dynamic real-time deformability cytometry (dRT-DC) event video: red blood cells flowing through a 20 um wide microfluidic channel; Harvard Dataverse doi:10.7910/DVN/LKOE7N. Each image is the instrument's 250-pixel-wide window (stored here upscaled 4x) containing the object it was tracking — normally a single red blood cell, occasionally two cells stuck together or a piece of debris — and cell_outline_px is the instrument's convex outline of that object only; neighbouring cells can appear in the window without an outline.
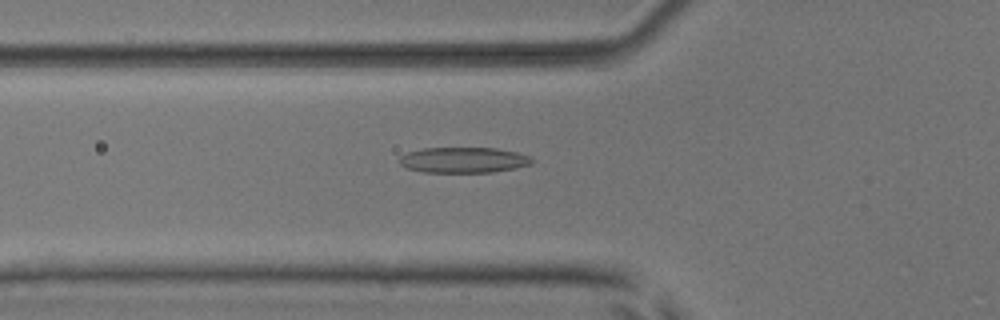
{"species": "common noctule bat (a hibernating species)", "species_latin": "Nyctalus noctula", "temperature_condition": "room temperature", "stored_images_in_passage": 24, "camera_frame_rate_fps": 3000, "um_per_image_px": 0.085, "animal": {"sex": "male", "body_mass_g": 17.9, "forearm_length_mm": 54.2}, "frame": {"image": 1, "passage_image": 8, "time_ms": 2.333, "image_size_px": [1000, 320], "cell_outline_px": [[532, 164], [516, 168], [492, 172], [424, 172], [408, 168], [400, 164], [400, 156], [408, 152], [424, 148], [496, 148], [516, 152], [528, 156], [532, 160]], "centroid_in_image_um": [39.4, 13.6], "position_along_channel_um": 86.4, "area_um2": 19.59}}
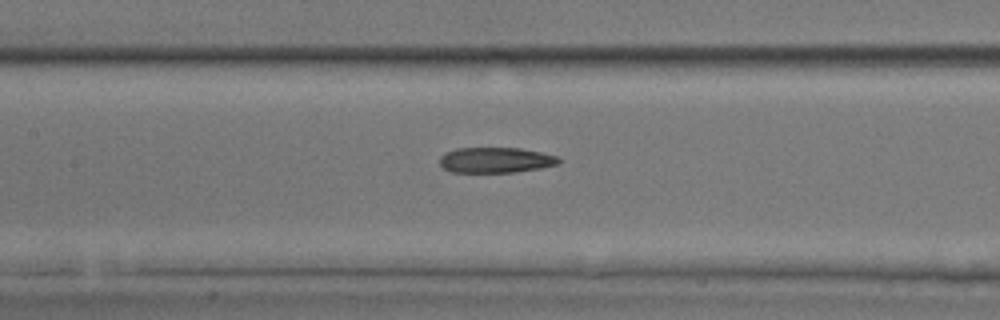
{"frame": {"image": 2, "passage_image": 14, "time_ms": 4.333, "image_size_px": [1000, 320], "cell_outline_px": [[564, 160], [560, 164], [540, 168], [516, 172], [452, 172], [444, 168], [440, 164], [440, 156], [444, 152], [456, 148], [520, 148], [560, 156]], "centroid_in_image_um": [42.18, 13.6], "position_along_channel_um": 165.2, "area_um2": 17.92}}
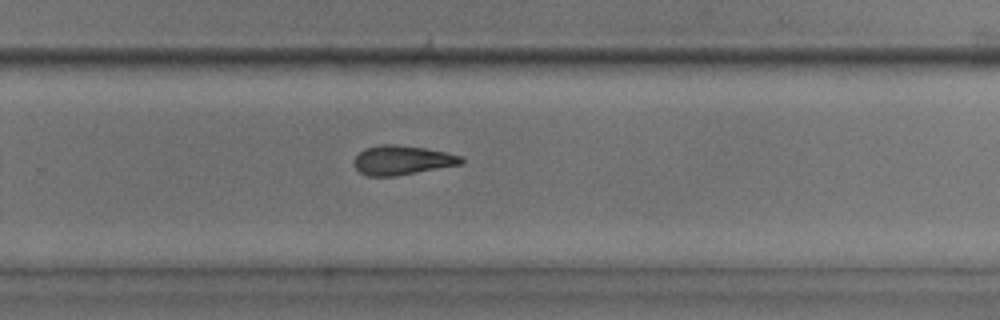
{"frame": {"image": 3, "passage_image": 24, "time_ms": 7.667, "image_size_px": [1000, 320], "cell_outline_px": [[464, 164], [396, 176], [368, 176], [360, 172], [352, 164], [352, 160], [364, 148], [380, 144], [396, 144], [424, 148], [448, 152], [460, 156], [464, 160]], "centroid_in_image_um": [34.17, 13.61], "position_along_channel_um": 295.6, "area_um2": 18.55}}